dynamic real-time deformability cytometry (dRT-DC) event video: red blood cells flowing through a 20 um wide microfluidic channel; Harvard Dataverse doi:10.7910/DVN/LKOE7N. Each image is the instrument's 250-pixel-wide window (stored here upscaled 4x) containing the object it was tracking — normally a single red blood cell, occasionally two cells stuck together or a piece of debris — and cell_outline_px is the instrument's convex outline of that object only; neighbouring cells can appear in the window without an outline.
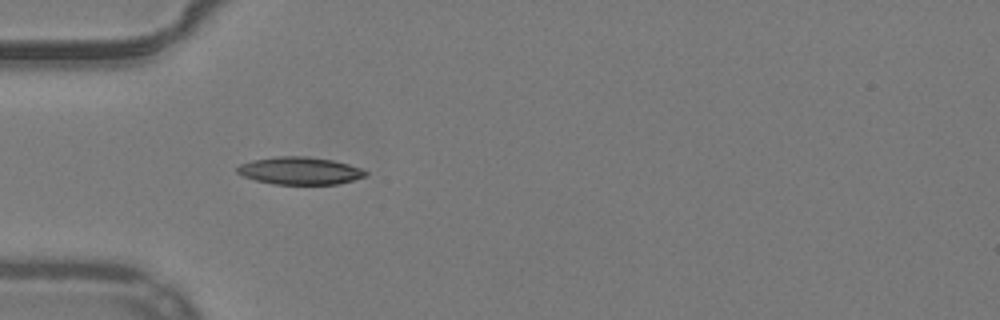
{"species": "common noctule bat (a hibernating species)", "species_latin": "Nyctalus noctula", "temperature_condition": "warm", "stored_images_in_passage": 5, "camera_frame_rate_fps": 3000, "um_per_image_px": 0.085, "animal": {"sex": "male", "body_mass_g": 19.2, "forearm_length_mm": 51.8}, "frame": {"image": 1, "passage_image": 1, "time_ms": 0.0, "image_size_px": [1000, 320], "cell_outline_px": [[368, 176], [336, 184], [272, 184], [256, 180], [244, 176], [236, 172], [236, 168], [240, 164], [252, 160], [276, 156], [304, 156], [332, 160], [348, 164], [360, 168], [368, 172]], "centroid_in_image_um": [25.48, 14.51], "position_along_channel_um": 59.5, "area_um2": 20.52}}
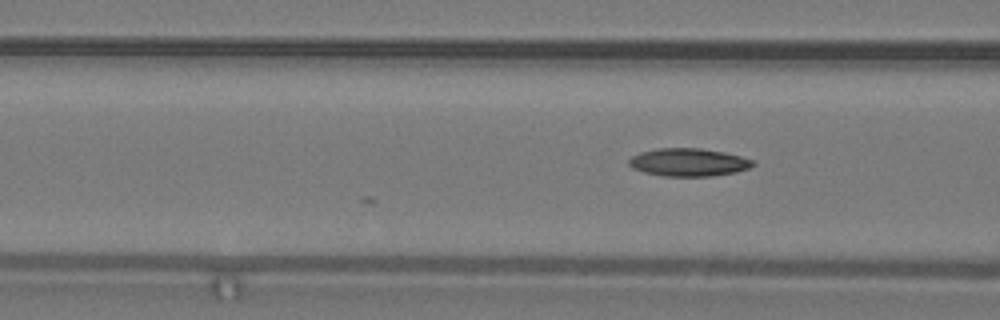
{"frame": {"image": 2, "passage_image": 5, "time_ms": 1.333, "image_size_px": [1000, 320], "cell_outline_px": [[756, 164], [748, 168], [736, 172], [712, 176], [664, 176], [644, 172], [632, 168], [628, 164], [628, 160], [632, 156], [640, 152], [660, 148], [700, 148], [724, 152], [740, 156], [752, 160]], "centroid_in_image_um": [58.51, 13.79], "position_along_channel_um": 108.1, "area_um2": 20.11}}